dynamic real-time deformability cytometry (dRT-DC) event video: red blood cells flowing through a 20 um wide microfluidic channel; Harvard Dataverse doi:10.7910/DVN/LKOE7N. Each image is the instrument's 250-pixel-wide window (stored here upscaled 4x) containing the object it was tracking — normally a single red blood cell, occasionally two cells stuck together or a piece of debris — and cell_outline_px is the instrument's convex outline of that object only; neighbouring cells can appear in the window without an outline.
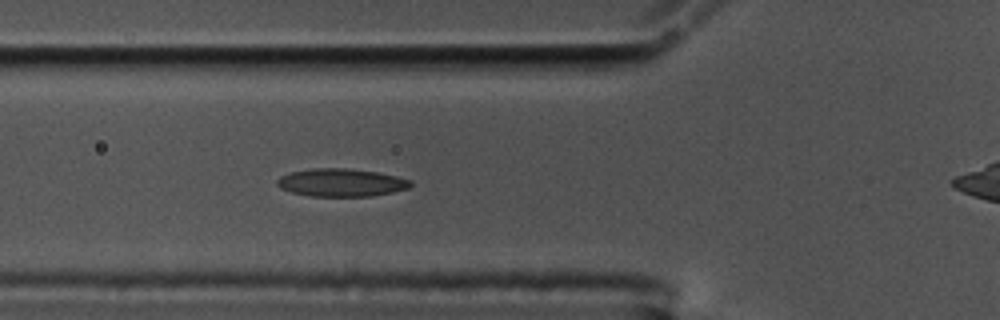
{"species": "common noctule bat (a hibernating species)", "species_latin": "Nyctalus noctula", "temperature_condition": "cold", "stored_images_in_passage": 61, "camera_frame_rate_fps": 3000, "um_per_image_px": 0.085, "animal": {"sex": "male", "body_mass_g": 17.5, "forearm_length_mm": 52.3}, "frame": {"image": 1, "passage_image": 9, "time_ms": 2.667, "image_size_px": [1000, 320], "cell_outline_px": [[412, 184], [408, 188], [392, 192], [372, 196], [308, 196], [292, 192], [280, 188], [276, 184], [276, 180], [280, 176], [292, 172], [316, 168], [344, 168], [376, 172], [396, 176], [412, 180]], "centroid_in_image_um": [28.99, 15.52], "position_along_channel_um": 96.8, "area_um2": 21.56}}
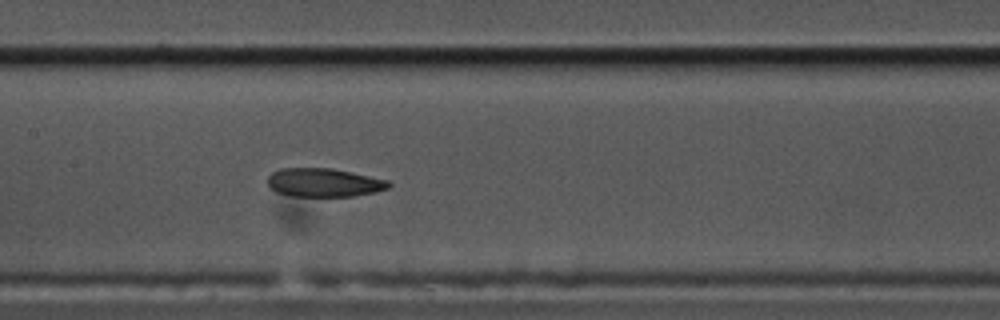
{"frame": {"image": 2, "passage_image": 16, "time_ms": 5.0, "image_size_px": [1000, 320], "cell_outline_px": [[392, 184], [388, 188], [376, 192], [352, 196], [288, 196], [276, 192], [268, 184], [268, 176], [272, 172], [280, 168], [332, 168], [388, 180]], "centroid_in_image_um": [27.52, 15.52], "position_along_channel_um": 179.9, "area_um2": 20.17}}
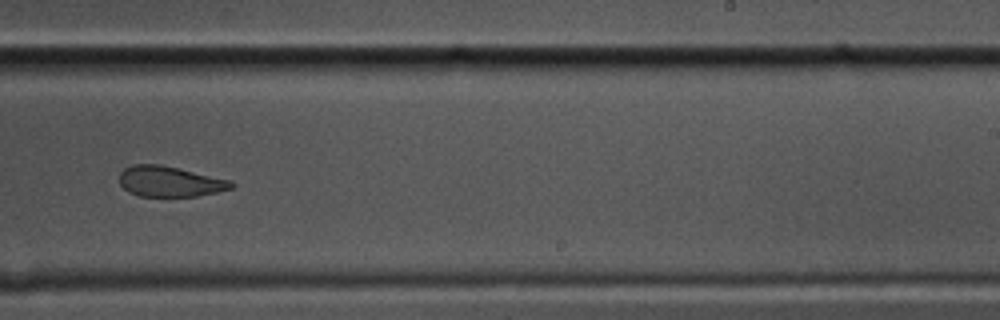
{"frame": {"image": 3, "passage_image": 24, "time_ms": 7.667, "image_size_px": [1000, 320], "cell_outline_px": [[236, 184], [232, 188], [216, 192], [196, 196], [140, 196], [128, 192], [120, 184], [120, 172], [124, 168], [132, 164], [160, 164], [232, 180]], "centroid_in_image_um": [14.44, 15.42], "position_along_channel_um": 274.6, "area_um2": 19.94}}